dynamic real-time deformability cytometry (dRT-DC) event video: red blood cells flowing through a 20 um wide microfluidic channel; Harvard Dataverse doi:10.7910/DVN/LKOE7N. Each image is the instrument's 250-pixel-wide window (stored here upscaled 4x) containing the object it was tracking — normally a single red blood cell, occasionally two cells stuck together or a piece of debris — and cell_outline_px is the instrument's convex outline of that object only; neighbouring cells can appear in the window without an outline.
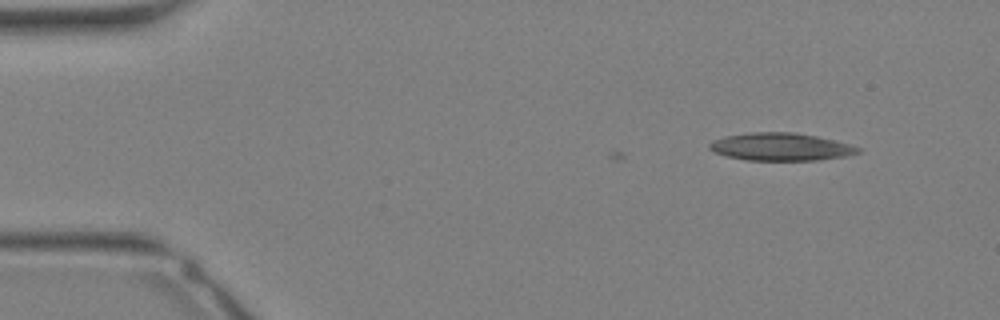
{"species": "Egyptian fruit bat (a non-hibernating species)", "species_latin": "Rousettus aegyptiacus", "temperature_condition": "warm", "stored_images_in_passage": 4, "camera_frame_rate_fps": 3000, "um_per_image_px": 0.085, "animal": {"sex": "female"}, "frame": {"image": 1, "passage_image": 1, "time_ms": 0.0, "image_size_px": [1000, 320], "cell_outline_px": [[860, 152], [844, 156], [820, 160], [748, 160], [728, 156], [716, 152], [708, 148], [708, 144], [712, 140], [724, 136], [752, 132], [796, 132], [816, 136], [848, 144], [860, 148]], "centroid_in_image_um": [66.33, 12.47], "position_along_channel_um": 18.7, "area_um2": 23.76}}